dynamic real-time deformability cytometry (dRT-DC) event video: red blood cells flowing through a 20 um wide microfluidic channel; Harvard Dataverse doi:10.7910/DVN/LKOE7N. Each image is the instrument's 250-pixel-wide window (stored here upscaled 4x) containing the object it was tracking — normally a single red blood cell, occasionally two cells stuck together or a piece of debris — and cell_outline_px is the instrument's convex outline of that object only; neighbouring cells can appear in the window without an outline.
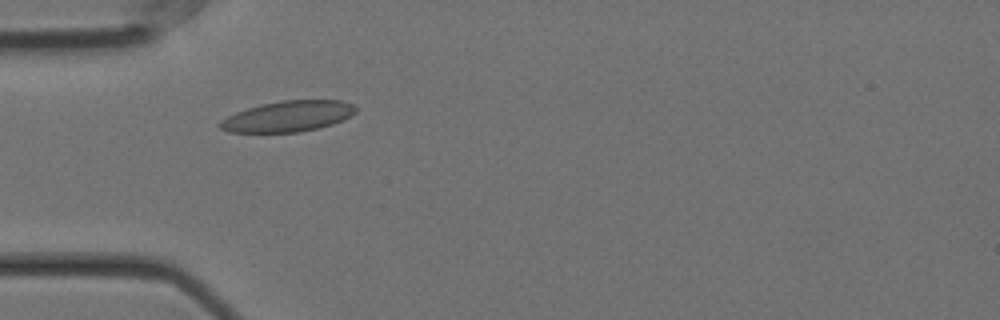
{"species": "Egyptian fruit bat (a non-hibernating species)", "species_latin": "Rousettus aegyptiacus", "temperature_condition": "cold", "stored_images_in_passage": 41, "camera_frame_rate_fps": 3000, "um_per_image_px": 0.085, "animal": {"sex": "female"}, "frame": {"image": 1, "passage_image": 1, "time_ms": 0.0, "image_size_px": [1000, 320], "cell_outline_px": [[356, 112], [344, 120], [320, 128], [300, 132], [228, 132], [220, 128], [216, 124], [220, 120], [236, 112], [260, 104], [280, 100], [340, 100], [356, 104]], "centroid_in_image_um": [24.49, 9.88], "position_along_channel_um": 60.5, "area_um2": 24.62}}
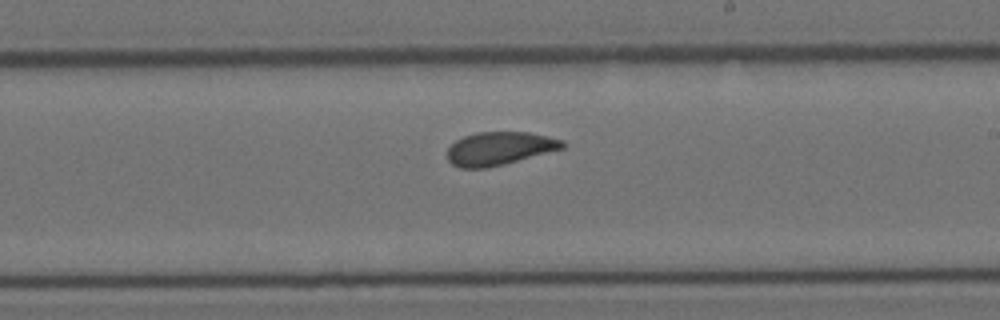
{"frame": {"image": 2, "passage_image": 17, "time_ms": 5.333, "image_size_px": [1000, 320], "cell_outline_px": [[564, 148], [504, 164], [484, 168], [460, 168], [452, 164], [448, 160], [448, 148], [456, 140], [464, 136], [476, 132], [528, 132], [548, 136], [564, 140]], "centroid_in_image_um": [42.45, 12.61], "position_along_channel_um": 246.6, "area_um2": 22.2}}
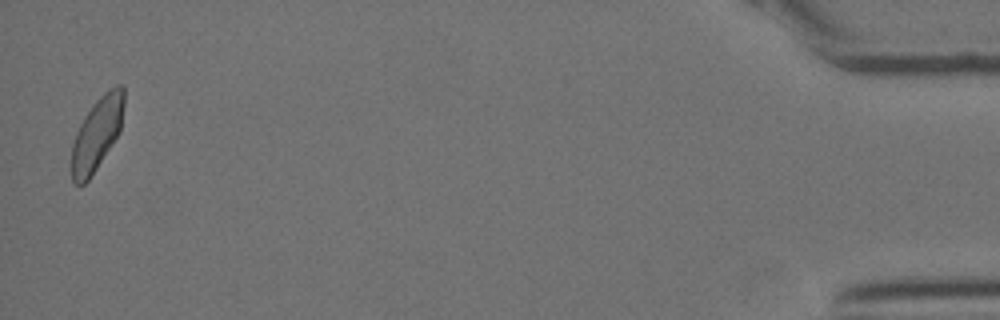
{"frame": {"image": 3, "passage_image": 40, "time_ms": 13.0, "image_size_px": [1000, 320], "cell_outline_px": [[124, 104], [120, 132], [88, 180], [84, 184], [76, 184], [72, 180], [72, 144], [76, 132], [84, 116], [96, 100], [108, 88], [116, 84], [124, 84]], "centroid_in_image_um": [8.26, 11.31], "position_along_channel_um": 426.9, "area_um2": 22.14}, "authors_computed_cell_mechanics": {"area_um2": 22.5998, "velocity_mm_per_s": 3.5267, "shape_relaxation_time_tau1_ms": 6.1505, "shape_relaxation_time_tau2_ms": 1.6869, "deformation_change_tau1": 0.1347, "deformation_change_tau2": 0.0647}}